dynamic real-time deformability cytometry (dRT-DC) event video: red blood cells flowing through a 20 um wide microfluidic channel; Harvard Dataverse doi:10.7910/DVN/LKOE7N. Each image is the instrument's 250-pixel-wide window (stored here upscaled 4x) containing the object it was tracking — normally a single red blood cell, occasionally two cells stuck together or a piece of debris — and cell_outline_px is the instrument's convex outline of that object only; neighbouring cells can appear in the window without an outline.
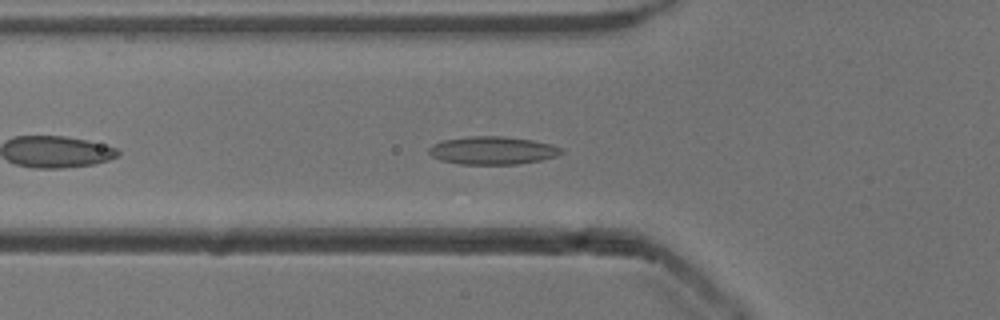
{"species": "common noctule bat (a hibernating species)", "species_latin": "Nyctalus noctula", "temperature_condition": "cold", "stored_images_in_passage": 39, "camera_frame_rate_fps": 3000, "um_per_image_px": 0.085, "animal": {"sex": "male", "body_mass_g": 13.3}, "frame": {"image": 1, "passage_image": 4, "time_ms": 1.0, "image_size_px": [1000, 320], "cell_outline_px": [[564, 152], [556, 156], [540, 160], [516, 164], [460, 164], [440, 160], [432, 156], [428, 152], [428, 148], [432, 144], [444, 140], [468, 136], [504, 136], [532, 140], [552, 144], [560, 148]], "centroid_in_image_um": [41.84, 12.78], "position_along_channel_um": 84.0, "area_um2": 21.56}}
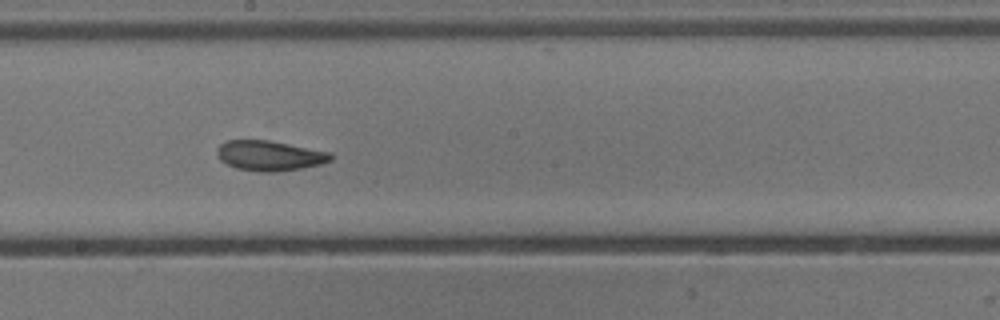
{"frame": {"image": 2, "passage_image": 15, "time_ms": 4.667, "image_size_px": [1000, 320], "cell_outline_px": [[332, 160], [320, 164], [300, 168], [276, 172], [260, 172], [236, 168], [220, 160], [216, 156], [216, 148], [224, 140], [268, 140], [332, 152]], "centroid_in_image_um": [22.88, 13.22], "position_along_channel_um": 225.3, "area_um2": 20.06}}
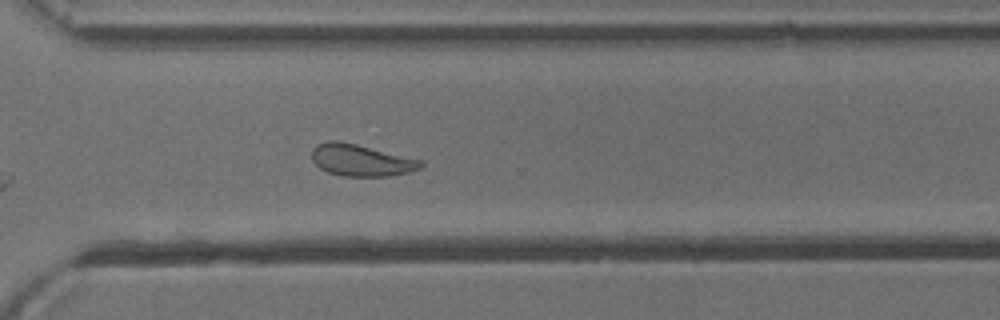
{"frame": {"image": 3, "passage_image": 24, "time_ms": 7.667, "image_size_px": [1000, 320], "cell_outline_px": [[424, 164], [420, 168], [408, 172], [388, 176], [340, 176], [328, 172], [320, 168], [312, 160], [312, 148], [316, 144], [328, 140], [336, 140], [356, 144], [420, 160]], "centroid_in_image_um": [30.63, 13.62], "position_along_channel_um": 340.0, "area_um2": 20.0}}